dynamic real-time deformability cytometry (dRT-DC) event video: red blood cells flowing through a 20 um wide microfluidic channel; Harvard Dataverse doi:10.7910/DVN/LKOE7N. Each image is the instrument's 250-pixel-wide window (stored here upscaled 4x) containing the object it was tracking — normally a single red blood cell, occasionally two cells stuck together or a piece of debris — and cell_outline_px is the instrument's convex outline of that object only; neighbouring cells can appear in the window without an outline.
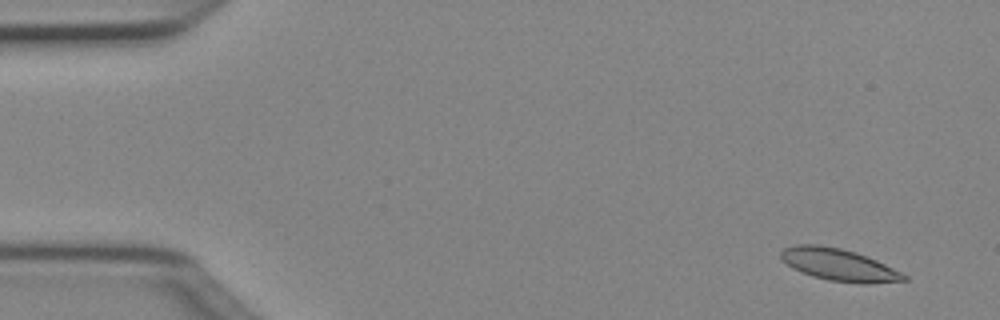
{"species": "Egyptian fruit bat (a non-hibernating species)", "species_latin": "Rousettus aegyptiacus", "temperature_condition": "cold", "stored_images_in_passage": 50, "camera_frame_rate_fps": 3000, "um_per_image_px": 0.085, "animal": {"sex": "female"}, "frame": {"image": 1, "passage_image": 3, "time_ms": 0.667, "image_size_px": [1000, 320], "cell_outline_px": [[908, 280], [860, 284], [828, 280], [812, 276], [792, 268], [780, 256], [780, 252], [784, 248], [796, 244], [820, 244], [840, 248], [856, 252], [876, 260], [908, 276]], "centroid_in_image_um": [71.28, 22.5], "position_along_channel_um": 13.7, "area_um2": 22.89}}
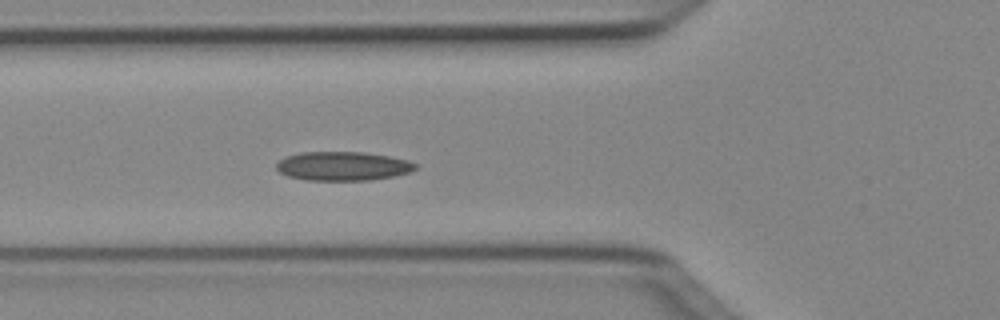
{"frame": {"image": 2, "passage_image": 18, "time_ms": 5.667, "image_size_px": [1000, 320], "cell_outline_px": [[416, 168], [408, 172], [392, 176], [368, 180], [308, 180], [288, 176], [280, 172], [276, 168], [276, 164], [284, 156], [300, 152], [364, 152], [388, 156], [408, 160], [416, 164]], "centroid_in_image_um": [29.1, 14.11], "position_along_channel_um": 96.7, "area_um2": 23.29}}
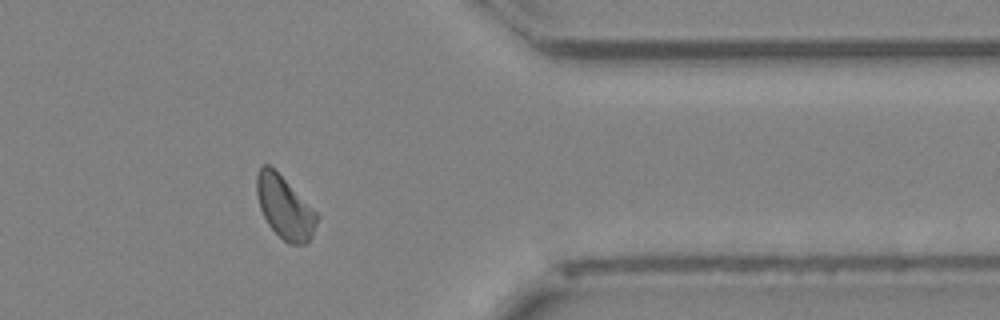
{"frame": {"image": 3, "passage_image": 41, "time_ms": 13.333, "image_size_px": [1000, 320], "cell_outline_px": [[320, 216], [312, 236], [304, 244], [288, 244], [268, 224], [260, 208], [256, 192], [256, 172], [264, 164], [268, 164]], "centroid_in_image_um": [24.18, 17.65], "position_along_channel_um": 387.2, "area_um2": 21.39}, "authors_computed_cell_mechanics": {"area_um2": 22.2241, "velocity_mm_per_s": 4.0022, "shape_relaxation_time_tau1_ms": null, "shape_relaxation_time_tau2_ms": 5.3955, "deformation_change_tau1": null, "deformation_change_tau2": 0.0946}}